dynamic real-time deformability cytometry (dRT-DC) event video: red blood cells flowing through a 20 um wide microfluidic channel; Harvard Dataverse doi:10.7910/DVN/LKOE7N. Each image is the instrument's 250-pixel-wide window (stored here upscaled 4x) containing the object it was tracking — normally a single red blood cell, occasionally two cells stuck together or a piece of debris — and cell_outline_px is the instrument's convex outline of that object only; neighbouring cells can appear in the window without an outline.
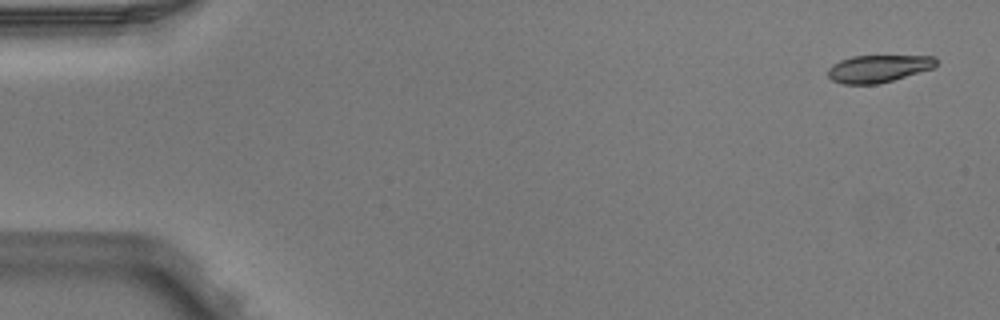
{"species": "Egyptian fruit bat (a non-hibernating species)", "species_latin": "Rousettus aegyptiacus", "temperature_condition": "warm", "stored_images_in_passage": 6, "camera_frame_rate_fps": 3000, "um_per_image_px": 0.085, "animal": {"sex": "male"}, "frame": {"image": 1, "passage_image": 1, "time_ms": 0.0, "image_size_px": [1000, 320], "cell_outline_px": [[936, 64], [932, 68], [892, 80], [876, 84], [844, 84], [832, 80], [828, 76], [828, 68], [832, 64], [840, 60], [852, 56], [936, 56]], "centroid_in_image_um": [74.61, 5.82], "position_along_channel_um": 10.4, "area_um2": 17.05}}
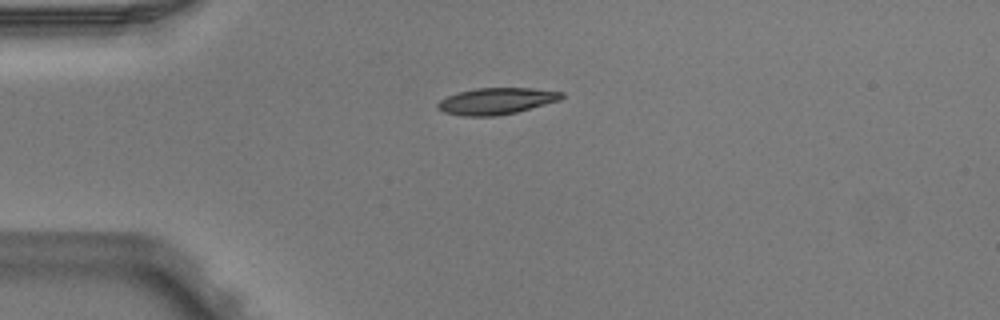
{"frame": {"image": 2, "passage_image": 4, "time_ms": 1.0, "image_size_px": [1000, 320], "cell_outline_px": [[564, 96], [560, 100], [516, 112], [496, 116], [464, 116], [444, 112], [436, 108], [436, 104], [440, 100], [448, 96], [460, 92], [476, 88], [532, 88], [564, 92]], "centroid_in_image_um": [42.19, 8.59], "position_along_channel_um": 42.8, "area_um2": 19.07}}
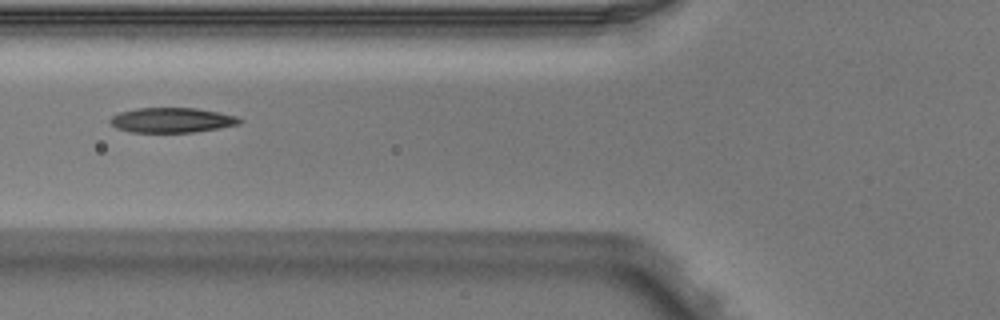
{"frame": {"image": 3, "passage_image": 6, "time_ms": 1.667, "image_size_px": [1000, 320], "cell_outline_px": [[244, 120], [240, 124], [220, 128], [192, 132], [128, 132], [116, 128], [108, 120], [112, 116], [120, 112], [136, 108], [196, 108], [220, 112], [240, 116]], "centroid_in_image_um": [14.65, 10.21], "position_along_channel_um": 111.1, "area_um2": 19.02}}